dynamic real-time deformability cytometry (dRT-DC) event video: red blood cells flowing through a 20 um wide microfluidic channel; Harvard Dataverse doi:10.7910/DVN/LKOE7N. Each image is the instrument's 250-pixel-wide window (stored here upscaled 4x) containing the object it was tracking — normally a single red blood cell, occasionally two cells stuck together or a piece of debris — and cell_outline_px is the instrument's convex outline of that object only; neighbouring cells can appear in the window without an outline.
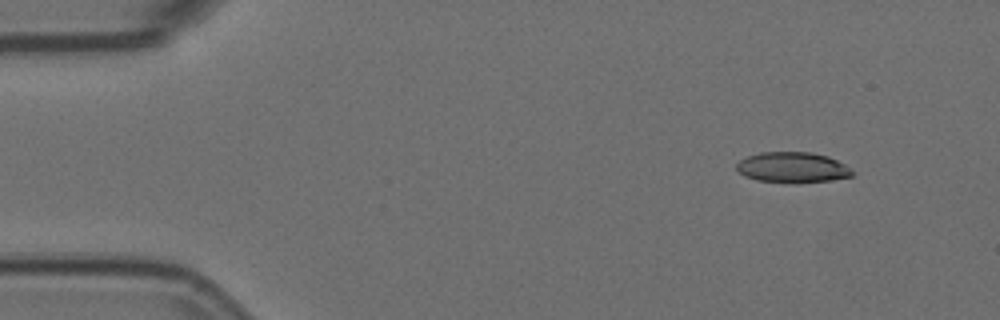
{"species": "Egyptian fruit bat (a non-hibernating species)", "species_latin": "Rousettus aegyptiacus", "temperature_condition": "room temperature", "stored_images_in_passage": 7, "camera_frame_rate_fps": 3000, "um_per_image_px": 0.085, "animal": {"sex": "female"}, "frame": {"image": 1, "passage_image": 1, "time_ms": 0.0, "image_size_px": [1000, 320], "cell_outline_px": [[856, 172], [852, 176], [832, 180], [756, 180], [744, 176], [736, 168], [736, 164], [740, 160], [748, 156], [760, 152], [812, 152], [828, 156], [844, 164]], "centroid_in_image_um": [67.37, 14.18], "position_along_channel_um": 17.6, "area_um2": 19.83}}
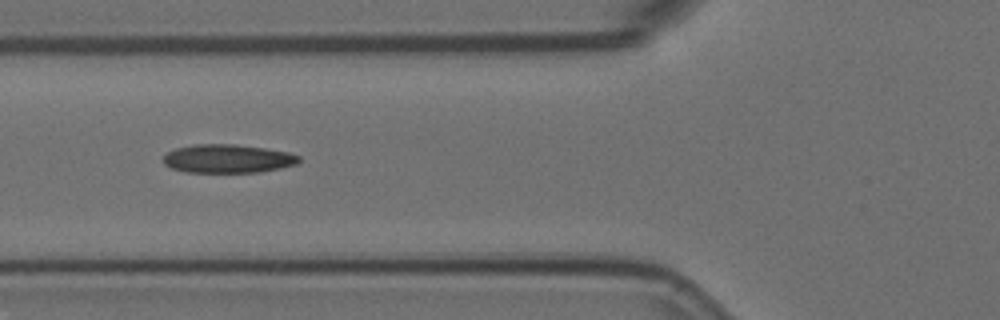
{"frame": {"image": 2, "passage_image": 5, "time_ms": 1.333, "image_size_px": [1000, 320], "cell_outline_px": [[300, 160], [296, 164], [280, 168], [260, 172], [184, 172], [172, 168], [164, 164], [164, 156], [168, 152], [176, 148], [196, 144], [236, 144], [264, 148], [288, 152], [300, 156]], "centroid_in_image_um": [19.36, 13.48], "position_along_channel_um": 106.4, "area_um2": 22.48}}
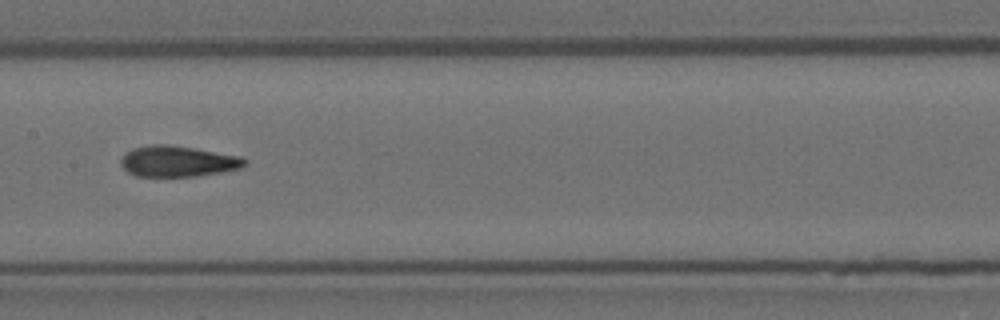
{"frame": {"image": 3, "passage_image": 7, "time_ms": 2.0, "image_size_px": [1000, 320], "cell_outline_px": [[248, 164], [244, 168], [196, 176], [136, 176], [128, 172], [120, 164], [120, 160], [132, 148], [152, 144], [168, 144], [240, 156]], "centroid_in_image_um": [15.12, 13.71], "position_along_channel_um": 192.3, "area_um2": 22.14}}